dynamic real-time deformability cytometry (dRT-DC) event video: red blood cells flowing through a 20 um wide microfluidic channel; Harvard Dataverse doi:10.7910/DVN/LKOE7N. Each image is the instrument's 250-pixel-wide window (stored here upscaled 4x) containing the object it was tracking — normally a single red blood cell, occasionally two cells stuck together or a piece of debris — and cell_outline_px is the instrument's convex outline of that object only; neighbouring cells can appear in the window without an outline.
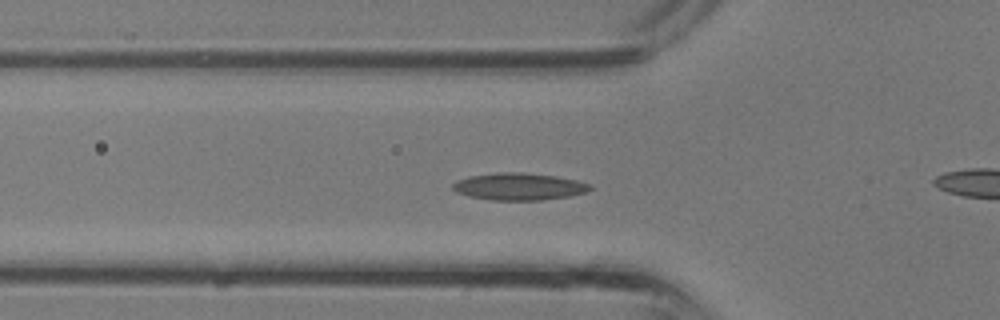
{"species": "common noctule bat (a hibernating species)", "species_latin": "Nyctalus noctula", "temperature_condition": "room temperature", "stored_images_in_passage": 27, "camera_frame_rate_fps": 3000, "um_per_image_px": 0.085, "animal": {"sex": "male", "body_mass_g": 13.3}, "frame": {"image": 1, "passage_image": 3, "time_ms": 0.667, "image_size_px": [1000, 320], "cell_outline_px": [[592, 188], [584, 192], [568, 196], [540, 200], [488, 200], [468, 196], [456, 192], [452, 188], [452, 184], [456, 180], [468, 176], [496, 172], [520, 172], [556, 176], [576, 180], [592, 184]], "centroid_in_image_um": [44.06, 15.85], "position_along_channel_um": 81.7, "area_um2": 21.79}}
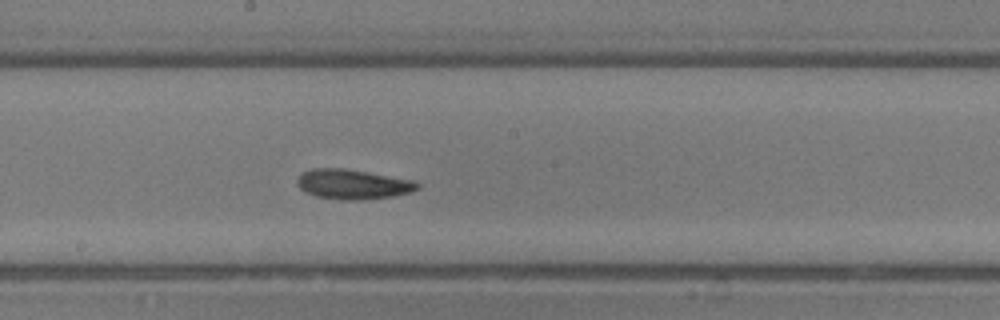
{"frame": {"image": 2, "passage_image": 10, "time_ms": 3.0, "image_size_px": [1000, 320], "cell_outline_px": [[420, 188], [412, 192], [392, 196], [364, 200], [340, 200], [316, 196], [300, 188], [296, 184], [296, 180], [304, 172], [312, 168], [344, 168], [368, 172], [412, 180], [420, 184]], "centroid_in_image_um": [30.0, 15.67], "position_along_channel_um": 218.2, "area_um2": 20.87}}
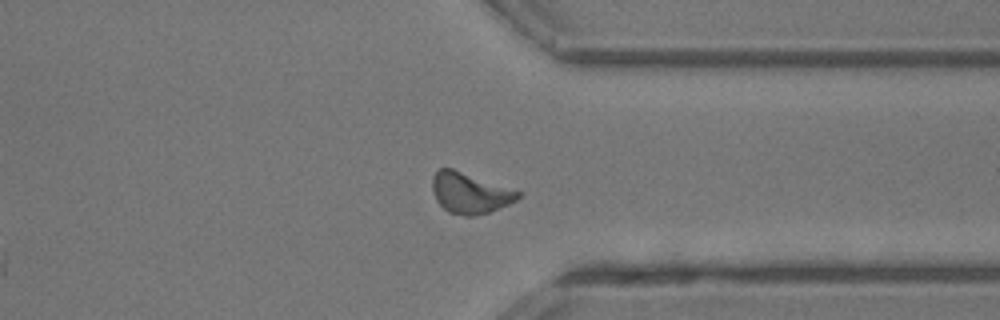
{"frame": {"image": 3, "passage_image": 18, "time_ms": 5.667, "image_size_px": [1000, 320], "cell_outline_px": [[520, 196], [516, 200], [508, 204], [488, 212], [472, 216], [464, 216], [448, 212], [436, 200], [432, 192], [432, 176], [440, 168], [452, 168], [520, 192]], "centroid_in_image_um": [39.88, 16.41], "position_along_channel_um": 371.5, "area_um2": 20.0}}